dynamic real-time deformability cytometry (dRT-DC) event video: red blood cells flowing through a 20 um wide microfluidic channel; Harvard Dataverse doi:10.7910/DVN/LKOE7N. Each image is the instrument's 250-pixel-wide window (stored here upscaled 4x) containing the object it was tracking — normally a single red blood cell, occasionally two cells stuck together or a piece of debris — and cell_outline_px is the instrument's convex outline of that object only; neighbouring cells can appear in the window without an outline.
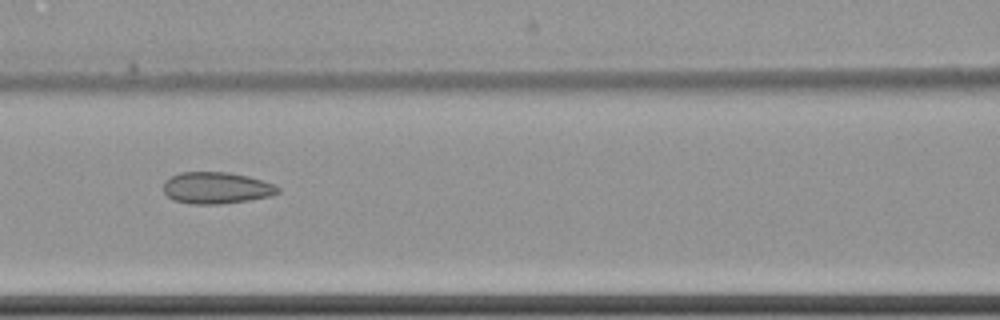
{"species": "common noctule bat (a hibernating species)", "species_latin": "Nyctalus noctula", "temperature_condition": "cold", "stored_images_in_passage": 9, "camera_frame_rate_fps": 3000, "um_per_image_px": 0.085, "animal": {"sex": "female", "body_mass_g": 22.7, "forearm_length_mm": 54.2}, "frame": {"image": 1, "passage_image": 7, "time_ms": 8.667, "image_size_px": [1000, 320], "cell_outline_px": [[280, 192], [272, 196], [248, 200], [220, 204], [188, 204], [172, 200], [164, 192], [164, 180], [180, 172], [228, 172], [248, 176], [276, 184], [280, 188]], "centroid_in_image_um": [18.41, 15.97], "position_along_channel_um": 148.2, "area_um2": 21.33}}
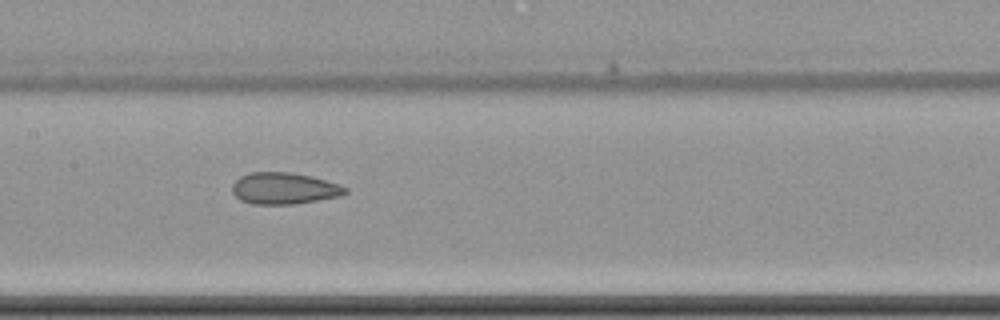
{"frame": {"image": 2, "passage_image": 8, "time_ms": 9.667, "image_size_px": [1000, 320], "cell_outline_px": [[348, 192], [340, 196], [292, 204], [252, 204], [240, 200], [232, 192], [232, 184], [240, 176], [252, 172], [292, 172], [312, 176], [340, 184], [348, 188]], "centroid_in_image_um": [24.15, 16.0], "position_along_channel_um": 183.2, "area_um2": 20.87}}
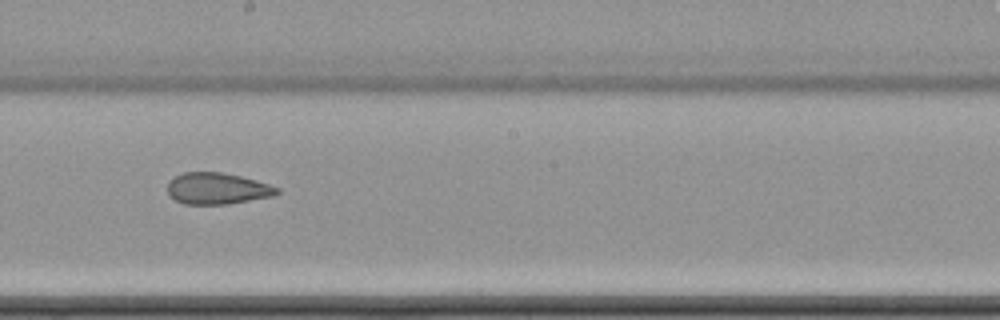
{"frame": {"image": 3, "passage_image": 9, "time_ms": 11.0, "image_size_px": [1000, 320], "cell_outline_px": [[280, 192], [272, 196], [228, 204], [184, 204], [168, 196], [168, 180], [184, 172], [220, 172], [240, 176], [256, 180], [280, 188]], "centroid_in_image_um": [18.45, 16.02], "position_along_channel_um": 229.8, "area_um2": 20.06}}